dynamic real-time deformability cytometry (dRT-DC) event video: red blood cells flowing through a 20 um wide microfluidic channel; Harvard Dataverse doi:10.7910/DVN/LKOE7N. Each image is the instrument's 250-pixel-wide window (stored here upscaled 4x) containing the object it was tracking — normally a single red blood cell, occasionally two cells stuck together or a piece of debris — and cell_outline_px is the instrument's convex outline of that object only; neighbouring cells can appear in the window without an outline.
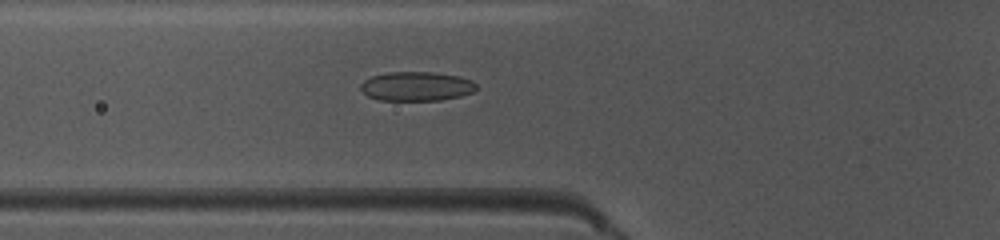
{"species": "common noctule bat (a hibernating species)", "species_latin": "Nyctalus noctula", "temperature_condition": "warm", "stored_images_in_passage": 41, "camera_frame_rate_fps": 3000, "um_per_image_px": 0.085, "animal": {"sex": "female", "body_mass_g": 10.0, "forearm_length_mm": 53.1}, "frame": {"image": 1, "passage_image": 9, "time_ms": 2.667, "image_size_px": [1000, 240], "cell_outline_px": [[476, 88], [472, 92], [460, 96], [440, 100], [380, 100], [368, 96], [360, 88], [360, 84], [364, 80], [372, 76], [388, 72], [432, 72], [460, 76], [472, 80], [476, 84]], "centroid_in_image_um": [35.4, 7.33], "position_along_channel_um": 90.4, "area_um2": 19.65}}
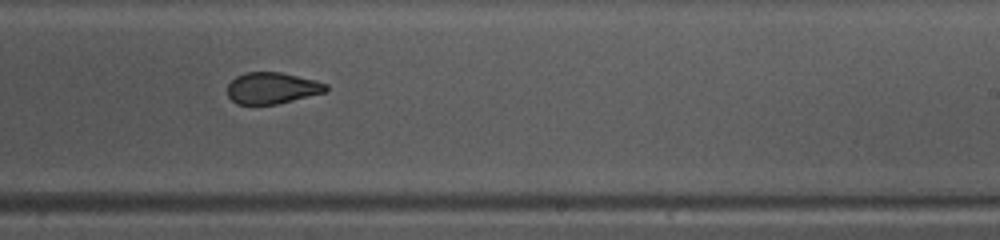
{"frame": {"image": 2, "passage_image": 22, "time_ms": 7.0, "image_size_px": [1000, 240], "cell_outline_px": [[328, 88], [324, 92], [276, 104], [236, 104], [228, 96], [228, 84], [236, 76], [244, 72], [280, 72], [316, 80], [328, 84]], "centroid_in_image_um": [23.11, 7.47], "position_along_channel_um": 265.9, "area_um2": 17.92}}
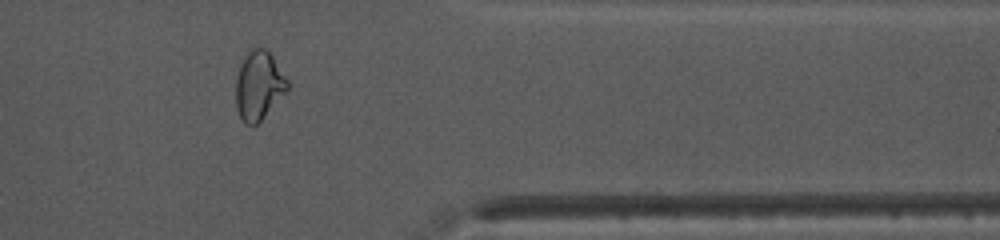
{"frame": {"image": 3, "passage_image": 32, "time_ms": 10.333, "image_size_px": [1000, 240], "cell_outline_px": [[288, 88], [260, 120], [252, 128], [244, 124], [236, 108], [236, 80], [240, 64], [248, 48], [268, 48], [288, 80]], "centroid_in_image_um": [21.97, 7.23], "position_along_channel_um": 389.4, "area_um2": 20.69}, "authors_computed_cell_mechanics": {"area_um2": 19.7098, "velocity_mm_per_s": 4.0223, "shape_relaxation_time_tau1_ms": 8.8798, "shape_relaxation_time_tau2_ms": 1.9362, "deformation_change_tau1": 0.2012, "deformation_change_tau2": 0.0618}}